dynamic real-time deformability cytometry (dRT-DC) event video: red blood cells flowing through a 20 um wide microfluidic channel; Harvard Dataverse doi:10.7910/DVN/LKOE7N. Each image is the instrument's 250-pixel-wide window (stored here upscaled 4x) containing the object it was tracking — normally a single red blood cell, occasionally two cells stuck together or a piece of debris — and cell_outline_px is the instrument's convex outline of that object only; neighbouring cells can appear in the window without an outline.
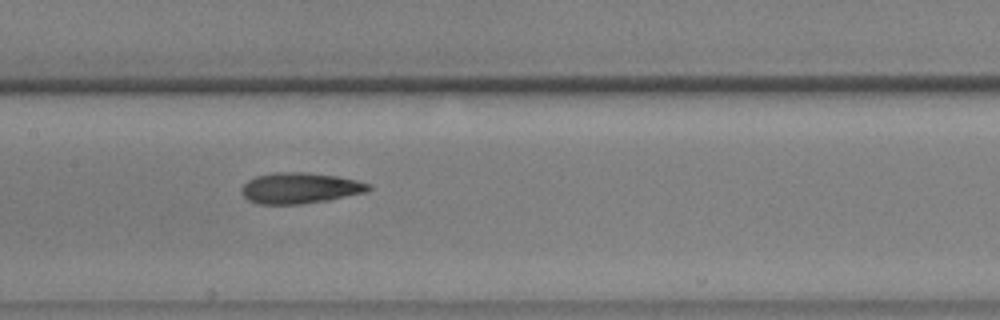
{"species": "common noctule bat (a hibernating species)", "species_latin": "Nyctalus noctula", "temperature_condition": "warm", "stored_images_in_passage": 56, "camera_frame_rate_fps": 3000, "um_per_image_px": 0.085, "animal": {"sex": "male", "body_mass_g": 17.9, "forearm_length_mm": 54.2}, "frame": {"image": 1, "passage_image": 28, "time_ms": 9.0, "image_size_px": [1000, 320], "cell_outline_px": [[372, 188], [368, 192], [328, 200], [300, 204], [256, 204], [248, 200], [240, 192], [240, 188], [248, 180], [256, 176], [276, 172], [308, 172], [340, 176], [372, 184]], "centroid_in_image_um": [25.52, 15.98], "position_along_channel_um": 181.9, "area_um2": 23.18}}
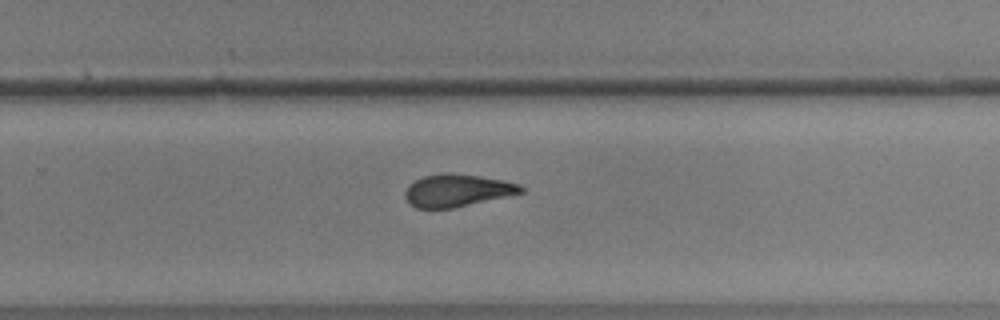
{"frame": {"image": 2, "passage_image": 37, "time_ms": 12.0, "image_size_px": [1000, 320], "cell_outline_px": [[524, 192], [452, 208], [416, 208], [404, 196], [404, 192], [408, 184], [424, 176], [444, 172], [452, 172], [480, 176], [504, 180], [520, 184], [524, 188]], "centroid_in_image_um": [38.85, 16.16], "position_along_channel_um": 290.9, "area_um2": 21.85}}
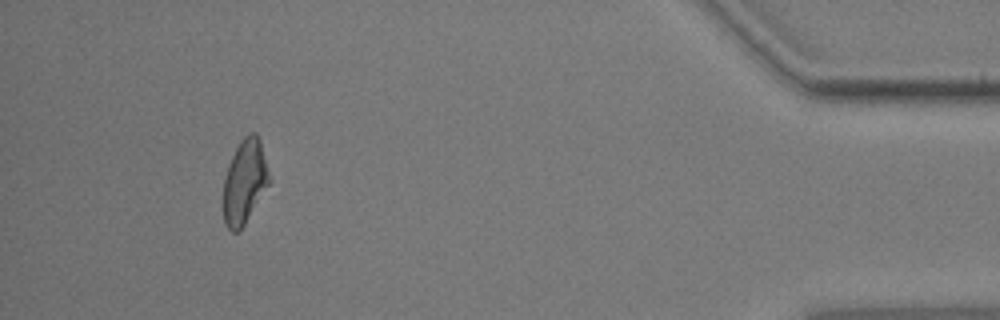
{"frame": {"image": 3, "passage_image": 52, "time_ms": 17.0, "image_size_px": [1000, 320], "cell_outline_px": [[272, 180], [240, 232], [232, 232], [224, 224], [224, 180], [228, 164], [240, 140], [248, 132], [256, 132], [260, 140]], "centroid_in_image_um": [20.82, 15.44], "position_along_channel_um": 414.4, "area_um2": 22.77}, "authors_computed_cell_mechanics": {"area_um2": 22.6287, "velocity_mm_per_s": 3.6454, "shape_relaxation_time_tau1_ms": 5.0494, "shape_relaxation_time_tau2_ms": 2.8871, "deformation_change_tau1": 0.1454, "deformation_change_tau2": 0.1156}}